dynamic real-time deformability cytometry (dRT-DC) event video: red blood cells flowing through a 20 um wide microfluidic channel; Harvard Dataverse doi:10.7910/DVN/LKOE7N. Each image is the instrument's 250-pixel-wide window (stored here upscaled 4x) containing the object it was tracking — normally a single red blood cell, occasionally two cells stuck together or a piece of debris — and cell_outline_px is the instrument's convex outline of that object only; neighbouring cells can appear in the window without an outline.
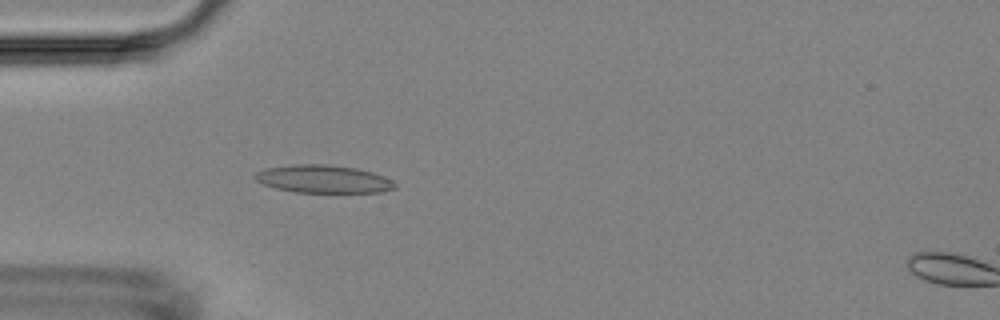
{"species": "Egyptian fruit bat (a non-hibernating species)", "species_latin": "Rousettus aegyptiacus", "temperature_condition": "room temperature", "stored_images_in_passage": 4, "camera_frame_rate_fps": 3000, "um_per_image_px": 0.085, "animal": {"sex": "female"}, "frame": {"image": 1, "passage_image": 3, "time_ms": 2.667, "image_size_px": [1000, 320], "cell_outline_px": [[396, 188], [380, 192], [296, 192], [276, 188], [264, 184], [256, 180], [252, 176], [256, 172], [264, 168], [292, 164], [328, 164], [356, 168], [372, 172], [384, 176], [392, 180], [396, 184]], "centroid_in_image_um": [27.47, 15.2], "position_along_channel_um": 57.5, "area_um2": 22.77}}